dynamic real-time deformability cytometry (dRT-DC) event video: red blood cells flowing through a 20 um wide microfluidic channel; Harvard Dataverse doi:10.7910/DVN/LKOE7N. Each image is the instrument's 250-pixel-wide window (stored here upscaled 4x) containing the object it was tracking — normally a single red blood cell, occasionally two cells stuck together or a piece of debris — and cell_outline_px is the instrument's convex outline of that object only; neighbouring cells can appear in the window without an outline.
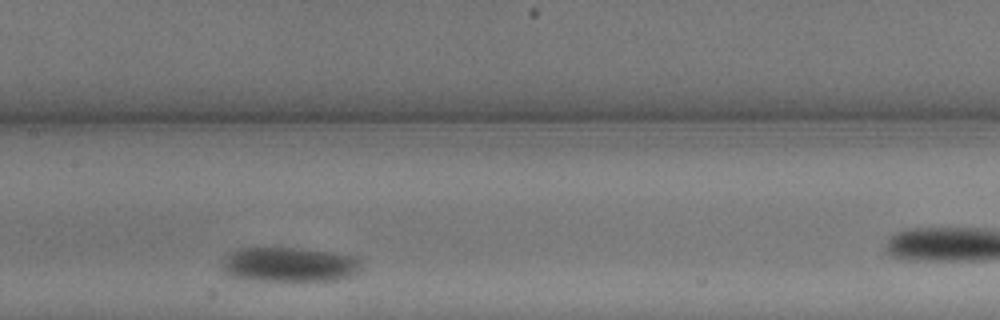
{"species": "common noctule bat (a hibernating species)", "species_latin": "Nyctalus noctula", "temperature_condition": "warm", "stored_images_in_passage": 13, "camera_frame_rate_fps": 3000, "um_per_image_px": 0.085, "animal": {"sex": "male", "body_mass_g": 13.3}, "frame": {"image": 1, "passage_image": 6, "time_ms": 1.667, "image_size_px": [1000, 320], "cell_outline_px": [[364, 268], [352, 276], [336, 280], [240, 280], [224, 272], [220, 268], [220, 264], [224, 256], [240, 248], [300, 248], [360, 256], [364, 260]], "centroid_in_image_um": [24.64, 22.48], "position_along_channel_um": 182.8, "area_um2": 28.78}}